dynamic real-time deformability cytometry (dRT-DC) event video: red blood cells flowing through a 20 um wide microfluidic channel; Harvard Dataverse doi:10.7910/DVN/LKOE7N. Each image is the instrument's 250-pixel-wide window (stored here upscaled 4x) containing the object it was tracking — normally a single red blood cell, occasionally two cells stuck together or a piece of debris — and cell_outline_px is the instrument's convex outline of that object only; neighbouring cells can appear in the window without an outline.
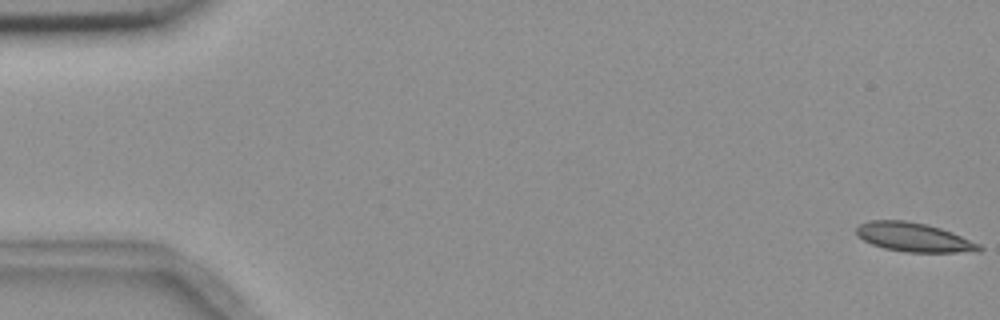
{"species": "common noctule bat (a hibernating species)", "species_latin": "Nyctalus noctula", "temperature_condition": "room temperature", "stored_images_in_passage": 9, "camera_frame_rate_fps": 3000, "um_per_image_px": 0.085, "animal": {"sex": "female", "body_mass_g": 18.4}, "frame": {"image": 1, "passage_image": 1, "time_ms": 0.0, "image_size_px": [1000, 320], "cell_outline_px": [[984, 248], [980, 252], [904, 252], [884, 248], [872, 244], [856, 236], [856, 228], [860, 224], [872, 220], [904, 220], [928, 224], [952, 232], [980, 244]], "centroid_in_image_um": [77.7, 20.17], "position_along_channel_um": 7.3, "area_um2": 20.87}}
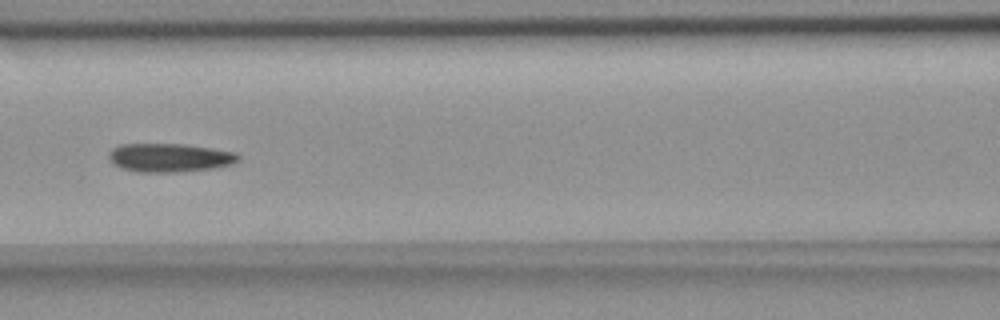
{"frame": {"image": 2, "passage_image": 8, "time_ms": 8.0, "image_size_px": [1000, 320], "cell_outline_px": [[240, 160], [232, 164], [216, 168], [176, 172], [136, 172], [120, 168], [112, 164], [108, 156], [108, 152], [112, 148], [120, 144], [184, 144], [212, 148], [236, 152], [240, 156]], "centroid_in_image_um": [14.4, 13.4], "position_along_channel_um": 152.2, "area_um2": 21.91}}
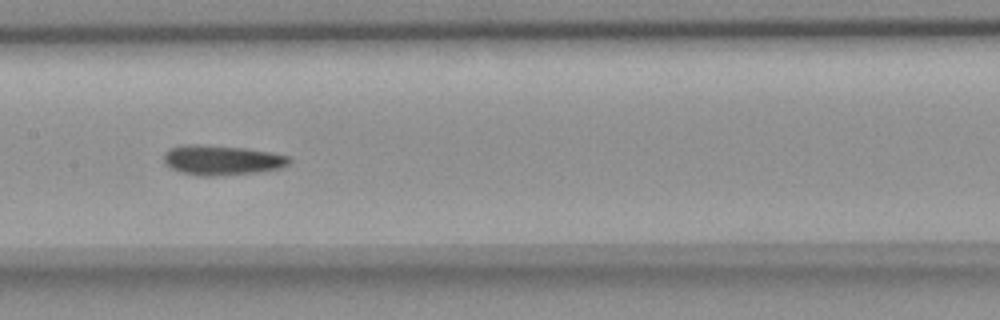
{"frame": {"image": 3, "passage_image": 9, "time_ms": 9.0, "image_size_px": [1000, 320], "cell_outline_px": [[292, 160], [288, 164], [280, 168], [256, 172], [212, 176], [200, 176], [180, 172], [164, 164], [164, 152], [168, 148], [184, 144], [200, 144], [244, 148], [268, 152], [288, 156]], "centroid_in_image_um": [18.79, 13.6], "position_along_channel_um": 188.6, "area_um2": 21.79}}